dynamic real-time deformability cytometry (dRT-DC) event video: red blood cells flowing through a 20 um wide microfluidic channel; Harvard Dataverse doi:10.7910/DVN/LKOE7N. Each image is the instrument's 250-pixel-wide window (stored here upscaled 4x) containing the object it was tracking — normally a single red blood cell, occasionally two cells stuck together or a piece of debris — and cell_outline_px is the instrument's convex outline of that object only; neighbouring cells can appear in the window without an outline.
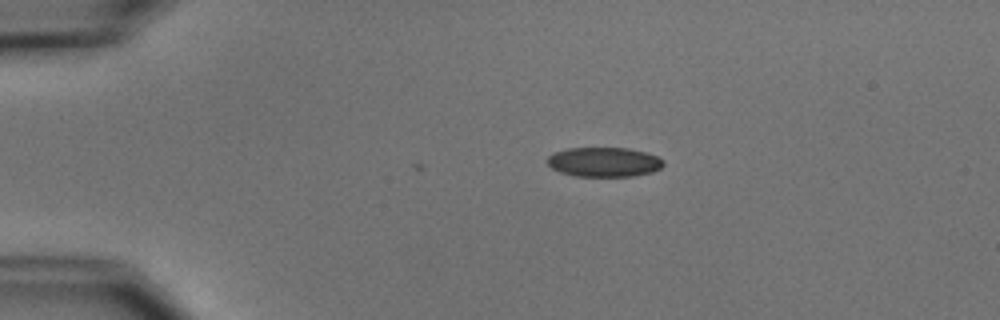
{"species": "common noctule bat (a hibernating species)", "species_latin": "Nyctalus noctula", "temperature_condition": "cold", "stored_images_in_passage": 2, "camera_frame_rate_fps": 3000, "um_per_image_px": 0.085, "animal": {"sex": "male", "body_mass_g": 15.6}, "frame": {"image": 1, "passage_image": 2, "time_ms": 0.333, "image_size_px": [1000, 320], "cell_outline_px": [[664, 164], [660, 168], [652, 172], [632, 176], [576, 176], [560, 172], [552, 168], [548, 164], [548, 156], [552, 152], [568, 148], [628, 148], [644, 152], [656, 156], [664, 160]], "centroid_in_image_um": [51.33, 13.77], "position_along_channel_um": 33.7, "area_um2": 19.94}}